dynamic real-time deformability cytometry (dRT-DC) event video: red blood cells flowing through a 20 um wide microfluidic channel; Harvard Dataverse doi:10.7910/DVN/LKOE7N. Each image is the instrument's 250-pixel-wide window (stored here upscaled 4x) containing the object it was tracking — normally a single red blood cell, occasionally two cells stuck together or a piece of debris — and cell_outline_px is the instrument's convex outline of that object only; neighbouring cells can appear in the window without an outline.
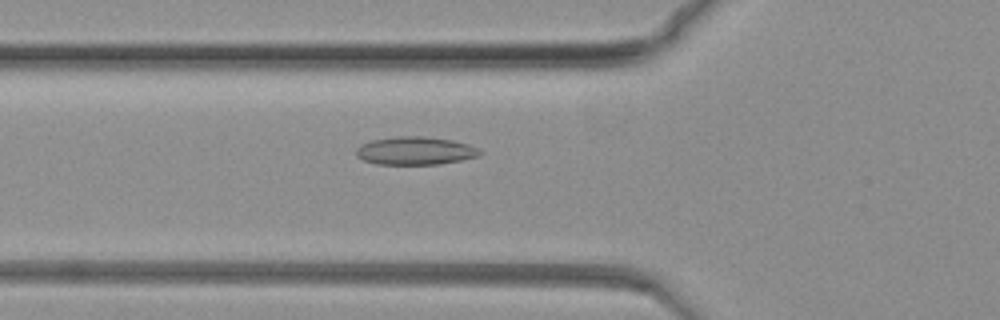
{"species": "common noctule bat (a hibernating species)", "species_latin": "Nyctalus noctula", "temperature_condition": "warm", "stored_images_in_passage": 82, "camera_frame_rate_fps": 3000, "um_per_image_px": 0.085, "animal": {"sex": "female", "body_mass_g": 19.3, "forearm_length_mm": 54.1}, "frame": {"image": 1, "passage_image": 30, "time_ms": 9.667, "image_size_px": [1000, 320], "cell_outline_px": [[484, 152], [480, 156], [440, 164], [376, 164], [364, 160], [356, 156], [356, 148], [360, 144], [372, 140], [396, 136], [424, 136], [452, 140], [468, 144]], "centroid_in_image_um": [35.29, 12.81], "position_along_channel_um": 90.5, "area_um2": 20.29}}
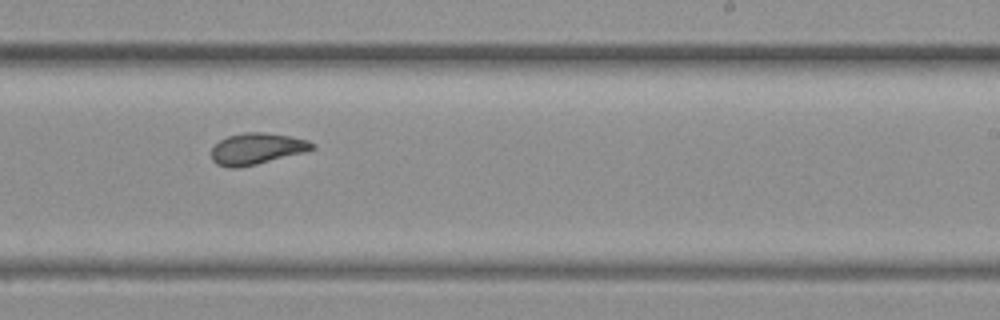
{"frame": {"image": 2, "passage_image": 51, "time_ms": 16.667, "image_size_px": [1000, 320], "cell_outline_px": [[316, 148], [308, 152], [256, 164], [236, 168], [228, 168], [216, 164], [212, 160], [212, 148], [220, 140], [228, 136], [244, 132], [264, 132], [292, 136], [308, 140], [316, 144]], "centroid_in_image_um": [21.88, 12.64], "position_along_channel_um": 267.1, "area_um2": 18.67}}
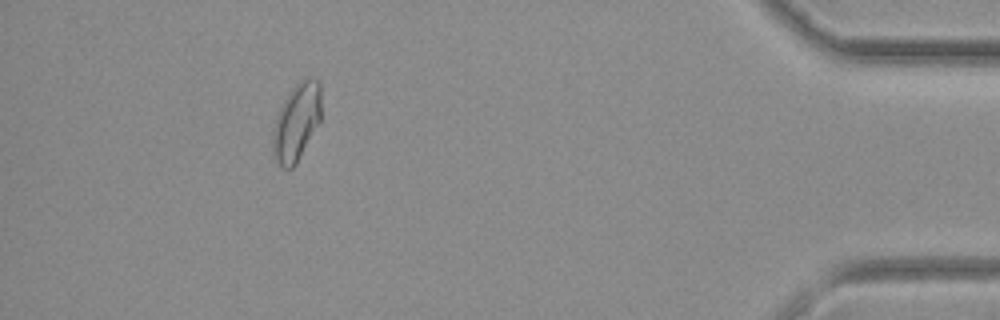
{"frame": {"image": 3, "passage_image": 75, "time_ms": 24.667, "image_size_px": [1000, 320], "cell_outline_px": [[320, 120], [296, 164], [292, 168], [284, 168], [276, 160], [272, 148], [272, 128], [280, 108], [284, 100], [292, 88], [300, 80], [316, 80], [320, 84]], "centroid_in_image_um": [25.18, 10.4], "position_along_channel_um": 410.0, "area_um2": 21.33}}